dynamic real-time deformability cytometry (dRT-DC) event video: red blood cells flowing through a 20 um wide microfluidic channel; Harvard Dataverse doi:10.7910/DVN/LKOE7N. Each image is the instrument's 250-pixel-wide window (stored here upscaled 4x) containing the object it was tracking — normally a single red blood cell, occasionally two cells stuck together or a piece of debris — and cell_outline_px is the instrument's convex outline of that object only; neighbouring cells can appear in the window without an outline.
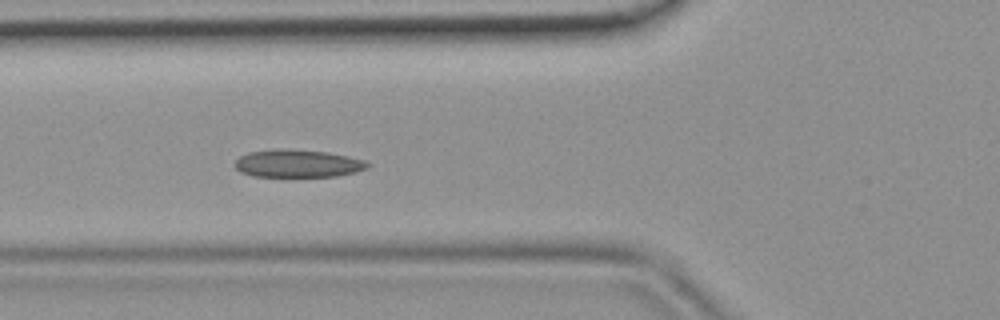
{"species": "common noctule bat (a hibernating species)", "species_latin": "Nyctalus noctula", "temperature_condition": "room temperature", "stored_images_in_passage": 44, "camera_frame_rate_fps": 3000, "um_per_image_px": 0.085, "animal": {"sex": "female", "body_mass_g": 19.9}, "frame": {"image": 1, "passage_image": 16, "time_ms": 5.0, "image_size_px": [1000, 320], "cell_outline_px": [[372, 164], [368, 168], [356, 172], [336, 176], [252, 176], [240, 172], [232, 164], [240, 156], [248, 152], [272, 148], [288, 148], [328, 152], [348, 156], [364, 160]], "centroid_in_image_um": [25.29, 13.88], "position_along_channel_um": 100.5, "area_um2": 21.79}}
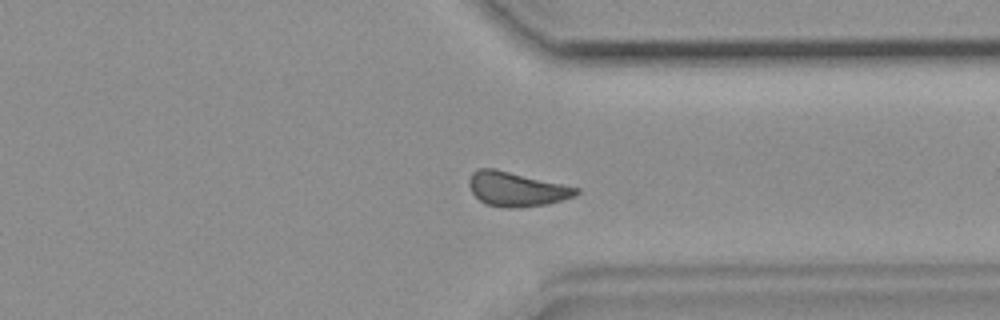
{"frame": {"image": 2, "passage_image": 34, "time_ms": 11.0, "image_size_px": [1000, 320], "cell_outline_px": [[580, 192], [576, 196], [548, 204], [520, 208], [504, 208], [488, 204], [480, 200], [472, 192], [468, 184], [468, 180], [472, 172], [480, 168], [496, 168], [580, 188]], "centroid_in_image_um": [43.92, 16.07], "position_along_channel_um": 367.5, "area_um2": 21.68}}
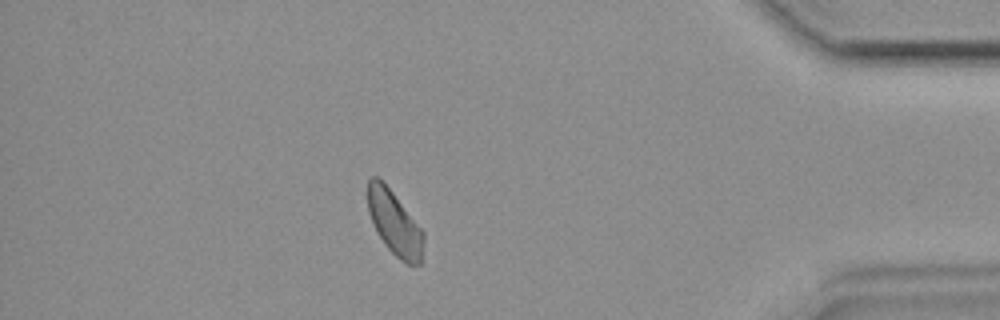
{"frame": {"image": 3, "passage_image": 39, "time_ms": 12.667, "image_size_px": [1000, 320], "cell_outline_px": [[424, 240], [420, 264], [408, 264], [400, 260], [384, 244], [368, 212], [368, 180], [372, 176], [376, 176], [392, 192], [424, 232]], "centroid_in_image_um": [33.54, 18.98], "position_along_channel_um": 401.7, "area_um2": 20.29}}